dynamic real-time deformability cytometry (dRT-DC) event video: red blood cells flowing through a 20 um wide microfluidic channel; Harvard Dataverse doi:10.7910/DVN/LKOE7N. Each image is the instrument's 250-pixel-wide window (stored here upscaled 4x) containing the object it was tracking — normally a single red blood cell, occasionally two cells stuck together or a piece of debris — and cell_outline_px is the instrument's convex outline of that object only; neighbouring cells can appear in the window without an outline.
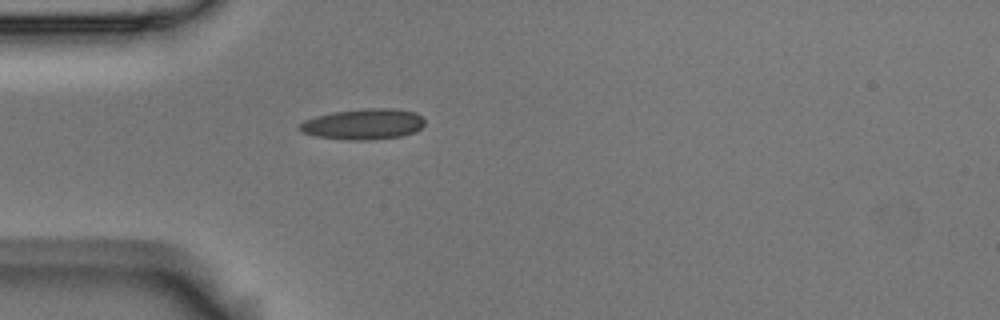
{"species": "Egyptian fruit bat (a non-hibernating species)", "species_latin": "Rousettus aegyptiacus", "temperature_condition": "room temperature", "stored_images_in_passage": 5, "camera_frame_rate_fps": 3000, "um_per_image_px": 0.085, "animal": {"sex": "male"}, "frame": {"image": 1, "passage_image": 5, "time_ms": 1.333, "image_size_px": [1000, 320], "cell_outline_px": [[424, 124], [416, 132], [400, 136], [368, 140], [352, 140], [316, 136], [304, 132], [296, 128], [304, 120], [316, 116], [332, 112], [364, 108], [392, 108], [416, 112], [424, 120]], "centroid_in_image_um": [30.89, 10.54], "position_along_channel_um": 54.1, "area_um2": 22.37}}